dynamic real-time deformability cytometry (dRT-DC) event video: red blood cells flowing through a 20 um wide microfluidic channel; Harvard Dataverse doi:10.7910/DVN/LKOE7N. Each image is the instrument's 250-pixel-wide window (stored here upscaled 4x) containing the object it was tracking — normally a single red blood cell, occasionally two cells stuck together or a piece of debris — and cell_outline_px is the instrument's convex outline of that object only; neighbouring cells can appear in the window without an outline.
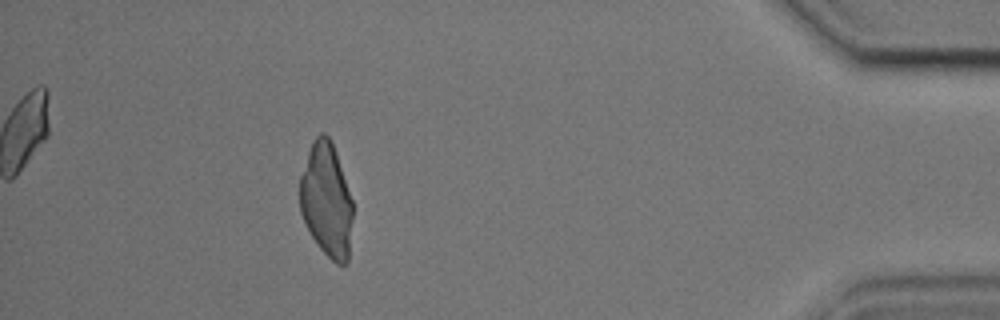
{"species": "common noctule bat (a hibernating species)", "species_latin": "Nyctalus noctula", "temperature_condition": "cold", "stored_images_in_passage": 38, "camera_frame_rate_fps": 3000, "um_per_image_px": 0.085, "animal": {"sex": "male", "body_mass_g": 17.9, "forearm_length_mm": 54.2}, "frame": {"image": 1, "passage_image": 33, "time_ms": 10.667, "image_size_px": [1000, 320], "cell_outline_px": [[352, 220], [348, 264], [336, 264], [320, 248], [312, 236], [300, 212], [300, 176], [312, 140], [320, 132], [324, 132], [332, 140], [352, 200]], "centroid_in_image_um": [27.75, 16.99], "position_along_channel_um": 407.4, "area_um2": 35.08}}